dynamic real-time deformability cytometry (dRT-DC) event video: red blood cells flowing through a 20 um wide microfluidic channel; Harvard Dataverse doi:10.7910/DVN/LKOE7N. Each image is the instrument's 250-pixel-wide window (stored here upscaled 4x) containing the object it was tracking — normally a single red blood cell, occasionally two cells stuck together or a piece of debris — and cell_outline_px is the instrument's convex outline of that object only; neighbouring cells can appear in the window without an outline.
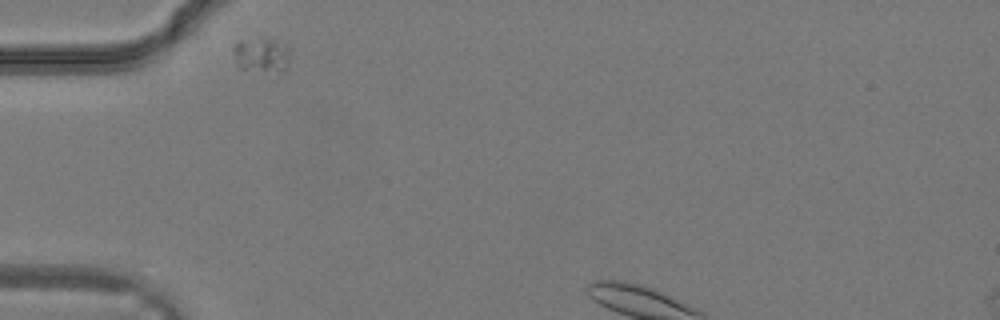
{"species": "common noctule bat (a hibernating species)", "species_latin": "Nyctalus noctula", "temperature_condition": "warm", "stored_images_in_passage": 4, "camera_frame_rate_fps": 3000, "um_per_image_px": 0.085, "animal": {"sex": "male", "body_mass_g": 19.2, "forearm_length_mm": 51.8}, "frame": {"image": 1, "passage_image": 1, "time_ms": 0.0, "image_size_px": [1000, 320], "cell_outline_px": [[288, 68], [284, 72], [280, 72], [240, 68], [236, 64], [232, 52], [232, 48], [236, 44], [268, 40], [272, 40], [288, 48]], "centroid_in_image_um": [22.24, 4.76], "position_along_channel_um": 62.8, "area_um2": 10.64}}